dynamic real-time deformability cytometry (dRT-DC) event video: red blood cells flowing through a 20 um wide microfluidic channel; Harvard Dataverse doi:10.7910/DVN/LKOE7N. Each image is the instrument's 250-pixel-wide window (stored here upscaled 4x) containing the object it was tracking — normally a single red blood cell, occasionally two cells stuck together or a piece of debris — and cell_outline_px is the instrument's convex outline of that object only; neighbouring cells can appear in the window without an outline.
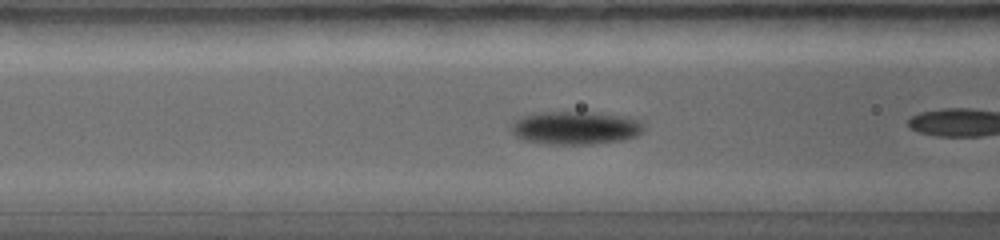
{"species": "common noctule bat (a hibernating species)", "species_latin": "Nyctalus noctula", "temperature_condition": "warm", "stored_images_in_passage": 33, "camera_frame_rate_fps": 5000, "um_per_image_px": 0.085, "animal": {"sex": "female", "body_mass_g": 19.0, "forearm_length_mm": 56.7}, "frame": {"image": 1, "passage_image": 6, "time_ms": 1.0, "image_size_px": [1000, 240], "cell_outline_px": [[644, 128], [636, 136], [620, 140], [592, 144], [544, 144], [524, 140], [516, 136], [512, 132], [512, 124], [520, 116], [536, 112], [596, 112], [628, 116], [640, 120], [644, 124]], "centroid_in_image_um": [48.92, 10.85], "position_along_channel_um": 117.7, "area_um2": 25.84}}
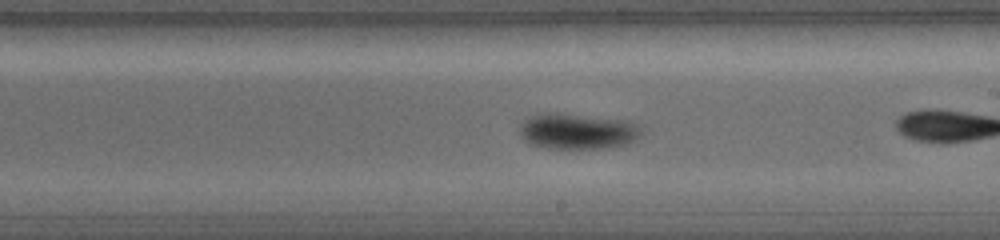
{"frame": {"image": 2, "passage_image": 15, "time_ms": 2.8, "image_size_px": [1000, 240], "cell_outline_px": [[648, 128], [640, 136], [624, 144], [600, 148], [548, 148], [532, 144], [524, 140], [520, 136], [520, 124], [528, 116], [548, 112], [560, 112], [628, 120], [640, 124]], "centroid_in_image_um": [49.13, 11.12], "position_along_channel_um": 239.9, "area_um2": 25.84}}